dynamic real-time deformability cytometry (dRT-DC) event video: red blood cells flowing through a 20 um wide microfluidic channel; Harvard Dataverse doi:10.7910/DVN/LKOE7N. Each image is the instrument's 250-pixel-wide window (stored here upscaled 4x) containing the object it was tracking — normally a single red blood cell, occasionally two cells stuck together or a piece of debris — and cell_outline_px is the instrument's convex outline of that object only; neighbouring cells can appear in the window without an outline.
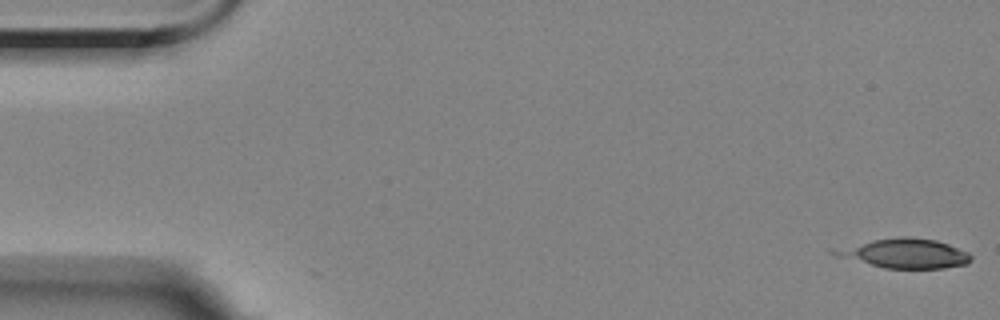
{"species": "Egyptian fruit bat (a non-hibernating species)", "species_latin": "Rousettus aegyptiacus", "temperature_condition": "room temperature", "stored_images_in_passage": 5, "camera_frame_rate_fps": 3000, "um_per_image_px": 0.085, "animal": {"sex": "female"}, "frame": {"image": 1, "passage_image": 1, "time_ms": 0.0, "image_size_px": [1000, 320], "cell_outline_px": [[972, 260], [968, 264], [944, 268], [884, 268], [832, 256], [828, 252], [828, 248], [872, 240], [904, 236], [936, 240], [948, 244], [968, 252], [972, 256]], "centroid_in_image_um": [76.79, 21.54], "position_along_channel_um": 8.2, "area_um2": 23.87}}
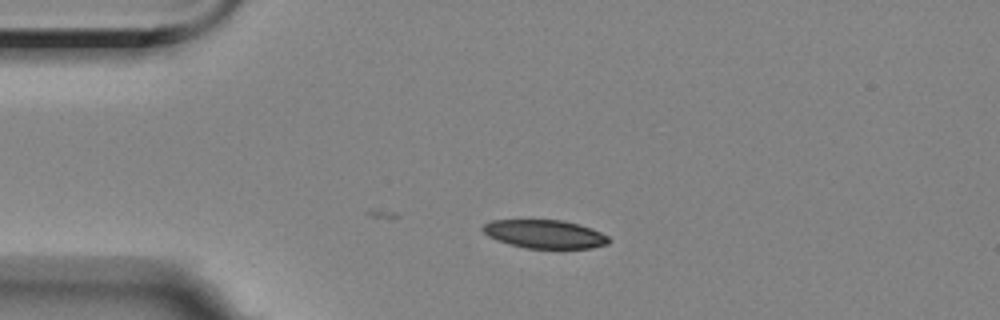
{"frame": {"image": 2, "passage_image": 4, "time_ms": 4.333, "image_size_px": [1000, 320], "cell_outline_px": [[612, 240], [608, 244], [592, 248], [524, 248], [508, 244], [496, 240], [488, 236], [480, 228], [484, 224], [492, 220], [564, 220], [592, 228], [608, 236]], "centroid_in_image_um": [46.31, 19.9], "position_along_channel_um": 38.7, "area_um2": 21.04}}